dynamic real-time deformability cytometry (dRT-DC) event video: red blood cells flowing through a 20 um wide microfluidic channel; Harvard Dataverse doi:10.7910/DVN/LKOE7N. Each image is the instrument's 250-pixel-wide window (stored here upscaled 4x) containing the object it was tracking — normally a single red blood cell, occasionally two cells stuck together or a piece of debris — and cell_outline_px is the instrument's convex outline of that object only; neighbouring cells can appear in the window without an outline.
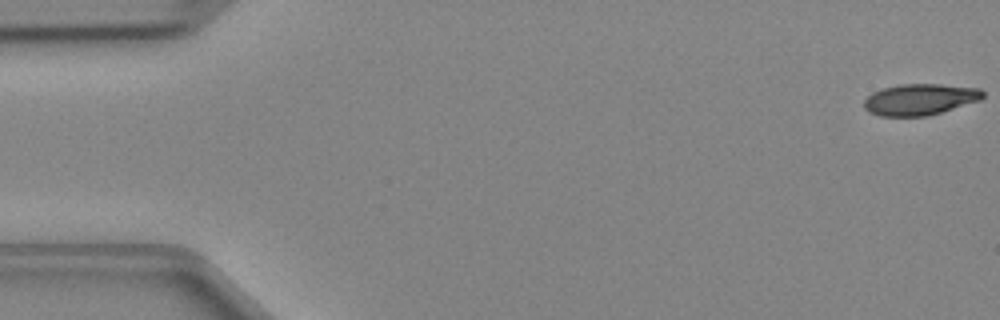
{"species": "Egyptian fruit bat (a non-hibernating species)", "species_latin": "Rousettus aegyptiacus", "temperature_condition": "cold", "stored_images_in_passage": 47, "camera_frame_rate_fps": 3000, "um_per_image_px": 0.085, "animal": {"sex": "female"}, "frame": {"image": 1, "passage_image": 1, "time_ms": 0.0, "image_size_px": [1000, 320], "cell_outline_px": [[984, 96], [980, 100], [928, 116], [880, 116], [868, 112], [864, 108], [864, 100], [872, 92], [884, 88], [900, 84], [940, 84], [980, 88], [984, 92]], "centroid_in_image_um": [78.18, 8.45], "position_along_channel_um": 6.8, "area_um2": 21.68}}
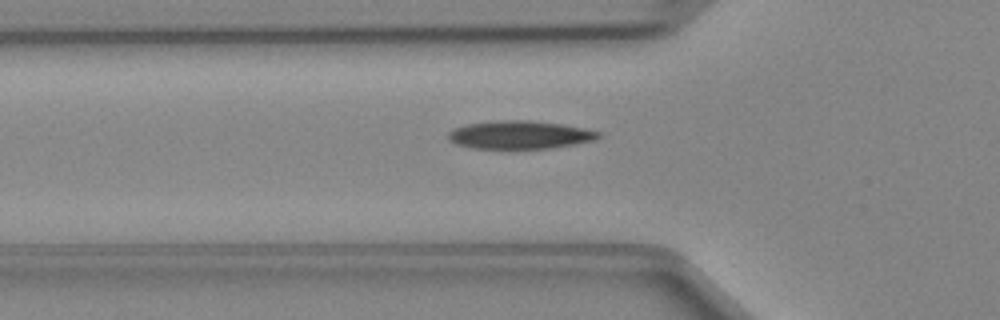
{"frame": {"image": 2, "passage_image": 16, "time_ms": 5.0, "image_size_px": [1000, 320], "cell_outline_px": [[600, 136], [596, 140], [576, 144], [548, 148], [472, 148], [456, 144], [448, 140], [448, 132], [452, 128], [468, 124], [492, 120], [528, 120], [560, 124], [584, 128], [600, 132]], "centroid_in_image_um": [44.15, 11.45], "position_along_channel_um": 81.7, "area_um2": 24.62}}
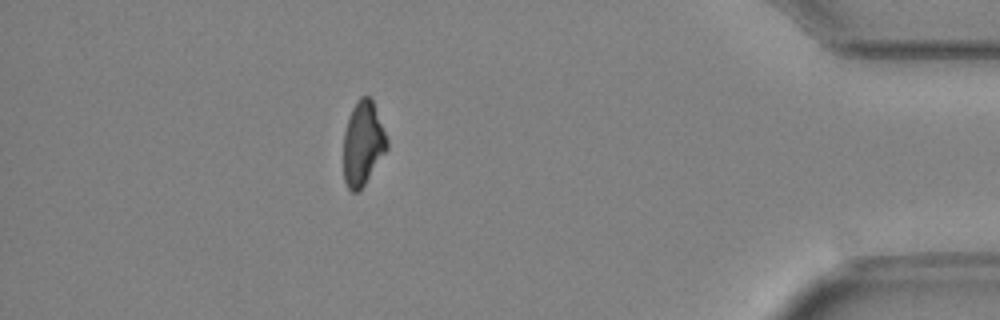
{"frame": {"image": 3, "passage_image": 42, "time_ms": 13.667, "image_size_px": [1000, 320], "cell_outline_px": [[388, 148], [364, 184], [356, 192], [352, 192], [348, 188], [344, 180], [344, 132], [352, 108], [356, 100], [360, 96], [368, 96], [372, 100], [388, 140]], "centroid_in_image_um": [30.84, 12.18], "position_along_channel_um": 404.4, "area_um2": 20.98}}